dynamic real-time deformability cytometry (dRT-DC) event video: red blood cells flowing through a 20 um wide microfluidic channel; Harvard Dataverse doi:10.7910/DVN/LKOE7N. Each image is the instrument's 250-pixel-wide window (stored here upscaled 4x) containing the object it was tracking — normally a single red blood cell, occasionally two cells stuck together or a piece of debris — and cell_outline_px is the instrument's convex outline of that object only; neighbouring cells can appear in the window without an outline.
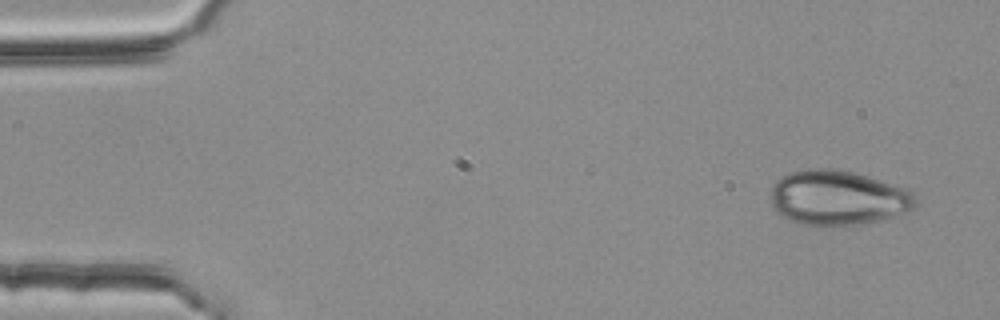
{"species": "common noctule bat (a hibernating species)", "species_latin": "Nyctalus noctula", "temperature_condition": "room temperature", "stored_images_in_passage": 3, "camera_frame_rate_fps": 3000, "um_per_image_px": 0.085, "animal": {"sex": "female", "body_mass_g": 25.1}, "frame": {"image": 1, "passage_image": 1, "time_ms": 0.0, "image_size_px": [1000, 320], "cell_outline_px": [[916, 204], [908, 212], [880, 220], [856, 224], [800, 224], [776, 212], [772, 208], [772, 188], [776, 180], [780, 176], [792, 172], [808, 168], [828, 168], [852, 172], [908, 188], [916, 196]], "centroid_in_image_um": [71.23, 16.79], "position_along_channel_um": 13.8, "area_um2": 45.84}}